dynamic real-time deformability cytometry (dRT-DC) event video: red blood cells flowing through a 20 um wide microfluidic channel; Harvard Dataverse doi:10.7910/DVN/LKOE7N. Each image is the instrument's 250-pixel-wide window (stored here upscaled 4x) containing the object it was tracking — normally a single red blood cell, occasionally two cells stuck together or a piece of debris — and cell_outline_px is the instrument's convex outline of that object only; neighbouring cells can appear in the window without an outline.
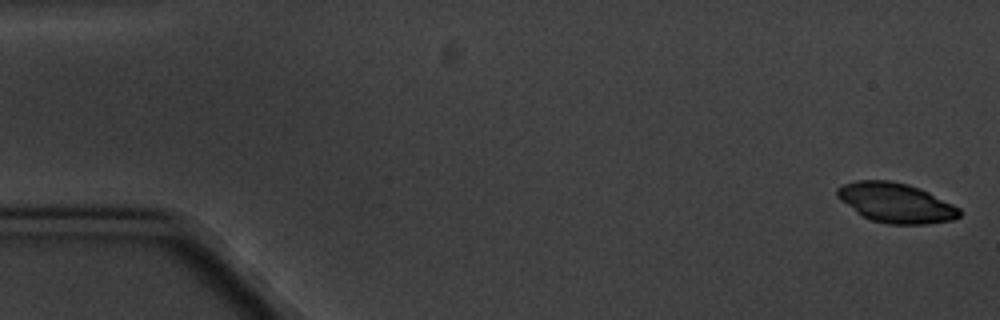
{"species": "common noctule bat (a hibernating species)", "species_latin": "Nyctalus noctula", "temperature_condition": "cold", "stored_images_in_passage": 8, "camera_frame_rate_fps": 3000, "um_per_image_px": 0.085, "animal": {"sex": "male", "body_mass_g": 20.1, "forearm_length_mm": 53.5}, "frame": {"image": 1, "passage_image": 1, "time_ms": 0.0, "image_size_px": [1000, 320], "cell_outline_px": [[960, 216], [952, 220], [924, 224], [888, 224], [872, 220], [860, 216], [840, 200], [836, 196], [836, 188], [844, 184], [856, 180], [888, 180], [908, 184], [920, 188], [960, 208]], "centroid_in_image_um": [76.1, 17.23], "position_along_channel_um": 8.9, "area_um2": 28.32}}